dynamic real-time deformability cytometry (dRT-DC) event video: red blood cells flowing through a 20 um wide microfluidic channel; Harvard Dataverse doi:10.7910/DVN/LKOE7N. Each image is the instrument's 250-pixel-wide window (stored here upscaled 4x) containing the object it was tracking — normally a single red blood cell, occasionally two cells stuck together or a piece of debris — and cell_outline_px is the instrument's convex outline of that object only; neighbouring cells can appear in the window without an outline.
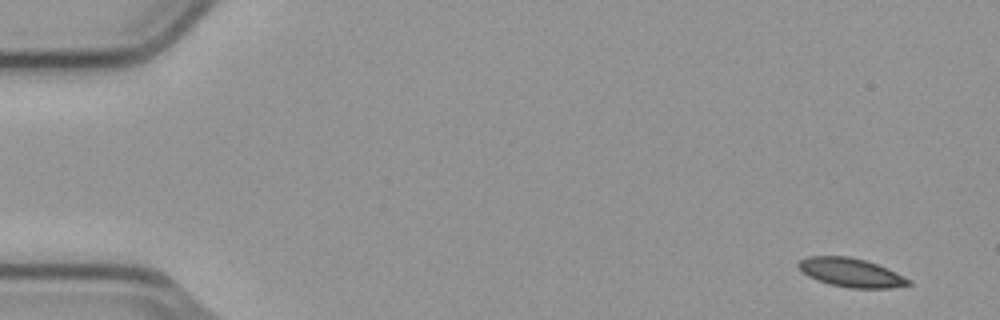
{"species": "common noctule bat (a hibernating species)", "species_latin": "Nyctalus noctula", "temperature_condition": "cold", "stored_images_in_passage": 7, "camera_frame_rate_fps": 3000, "um_per_image_px": 0.085, "animal": {"sex": "male", "body_mass_g": 23.1, "forearm_length_mm": 52.7}, "frame": {"image": 1, "passage_image": 1, "time_ms": 0.0, "image_size_px": [1000, 320], "cell_outline_px": [[912, 284], [892, 288], [848, 288], [828, 284], [816, 280], [808, 276], [796, 264], [800, 260], [808, 256], [848, 256], [864, 260], [876, 264], [896, 272], [912, 280]], "centroid_in_image_um": [72.34, 23.18], "position_along_channel_um": 12.7, "area_um2": 18.5}}
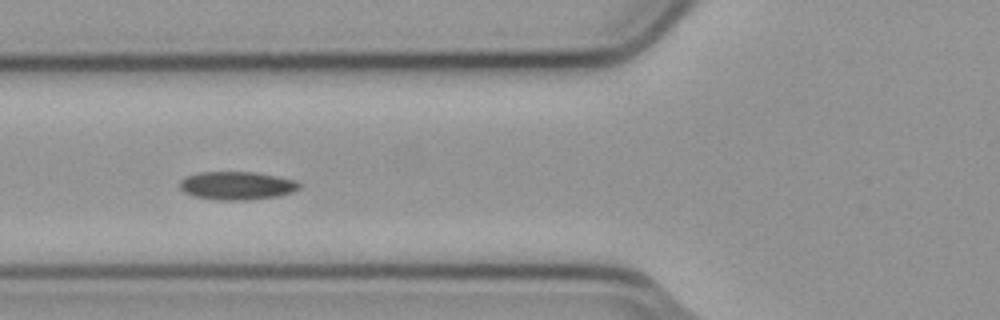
{"frame": {"image": 2, "passage_image": 5, "time_ms": 1.333, "image_size_px": [1000, 320], "cell_outline_px": [[304, 184], [300, 188], [292, 192], [280, 196], [244, 200], [220, 200], [192, 196], [184, 192], [180, 188], [180, 180], [184, 176], [200, 172], [256, 172], [296, 180]], "centroid_in_image_um": [20.15, 15.77], "position_along_channel_um": 105.6, "area_um2": 19.88}}
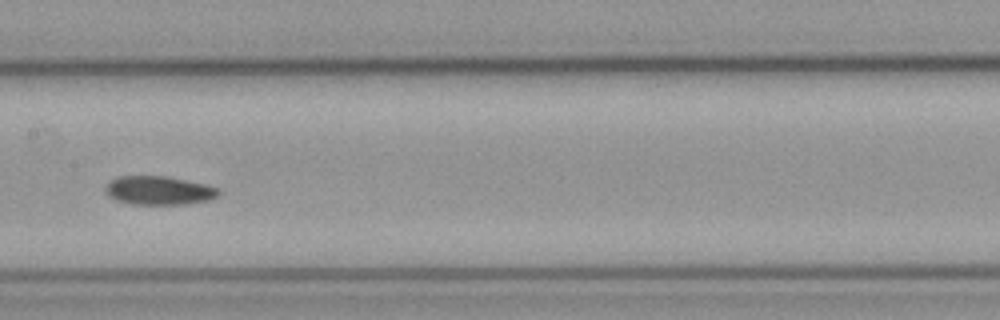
{"frame": {"image": 3, "passage_image": 7, "time_ms": 2.0, "image_size_px": [1000, 320], "cell_outline_px": [[220, 196], [208, 200], [188, 204], [132, 204], [116, 200], [108, 196], [104, 192], [104, 188], [116, 176], [164, 176], [204, 184], [216, 188], [220, 192]], "centroid_in_image_um": [13.48, 16.2], "position_along_channel_um": 193.9, "area_um2": 18.84}}